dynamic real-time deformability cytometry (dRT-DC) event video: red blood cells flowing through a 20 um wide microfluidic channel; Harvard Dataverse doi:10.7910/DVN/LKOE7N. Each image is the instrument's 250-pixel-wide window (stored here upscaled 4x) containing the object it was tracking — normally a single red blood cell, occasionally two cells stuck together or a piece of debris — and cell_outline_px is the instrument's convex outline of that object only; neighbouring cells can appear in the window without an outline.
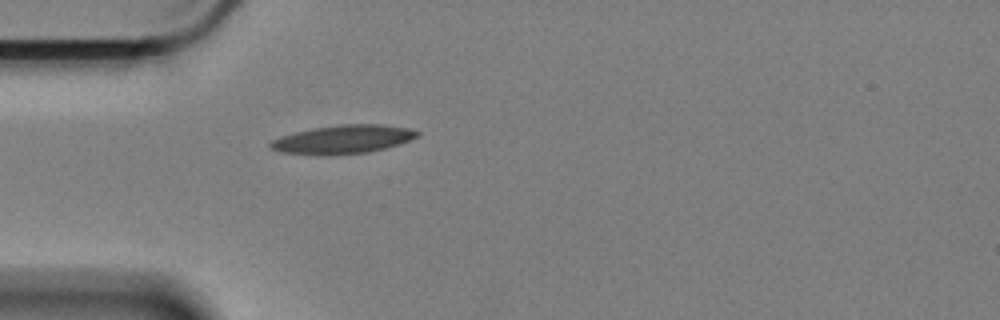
{"species": "Egyptian fruit bat (a non-hibernating species)", "species_latin": "Rousettus aegyptiacus", "temperature_condition": "cold", "stored_images_in_passage": 5, "camera_frame_rate_fps": 3000, "um_per_image_px": 0.085, "animal": {"sex": "female"}, "frame": {"image": 1, "passage_image": 1, "time_ms": 0.0, "image_size_px": [1000, 320], "cell_outline_px": [[420, 136], [400, 144], [368, 152], [280, 152], [272, 148], [268, 144], [272, 140], [280, 136], [312, 128], [340, 124], [380, 124], [408, 128], [420, 132]], "centroid_in_image_um": [29.24, 11.78], "position_along_channel_um": 55.8, "area_um2": 23.29}}
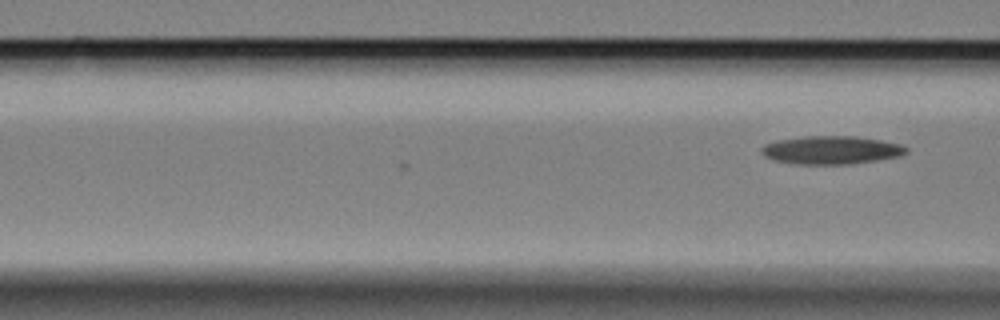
{"frame": {"image": 2, "passage_image": 5, "time_ms": 1.333, "image_size_px": [1000, 320], "cell_outline_px": [[908, 152], [900, 156], [852, 164], [796, 164], [776, 160], [764, 156], [760, 152], [760, 148], [764, 144], [776, 140], [804, 136], [856, 136], [880, 140], [900, 144], [908, 148]], "centroid_in_image_um": [70.64, 12.75], "position_along_channel_um": 96.0, "area_um2": 23.87}}